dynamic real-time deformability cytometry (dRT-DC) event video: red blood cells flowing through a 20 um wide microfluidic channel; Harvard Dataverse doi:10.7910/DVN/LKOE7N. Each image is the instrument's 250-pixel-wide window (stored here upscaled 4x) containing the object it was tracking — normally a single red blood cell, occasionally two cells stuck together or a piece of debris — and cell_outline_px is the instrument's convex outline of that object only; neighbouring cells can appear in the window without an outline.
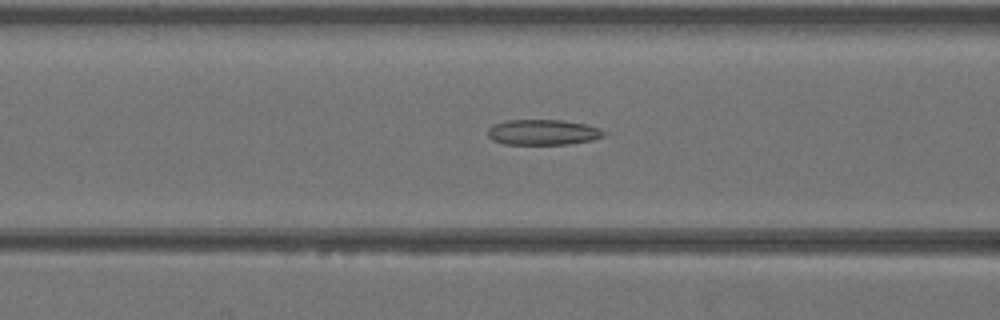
{"species": "Egyptian fruit bat (a non-hibernating species)", "species_latin": "Rousettus aegyptiacus", "temperature_condition": "warm", "stored_images_in_passage": 43, "camera_frame_rate_fps": 3000, "um_per_image_px": 0.085, "animal": {"sex": "female"}, "frame": {"image": 1, "passage_image": 18, "time_ms": 5.667, "image_size_px": [1000, 320], "cell_outline_px": [[608, 132], [604, 136], [592, 140], [568, 144], [504, 144], [492, 140], [488, 136], [488, 128], [492, 124], [504, 120], [560, 120], [588, 124], [600, 128]], "centroid_in_image_um": [46.16, 11.23], "position_along_channel_um": 120.4, "area_um2": 17.46}}
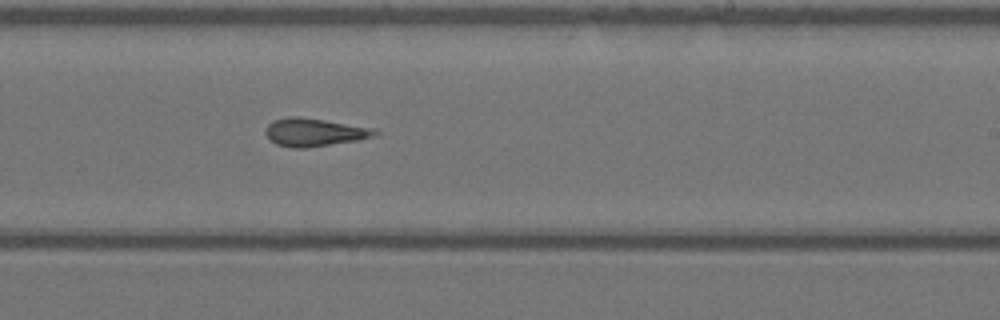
{"frame": {"image": 2, "passage_image": 27, "time_ms": 8.667, "image_size_px": [1000, 320], "cell_outline_px": [[380, 132], [372, 136], [356, 140], [304, 148], [292, 148], [276, 144], [264, 132], [268, 124], [272, 120], [288, 116], [296, 116], [324, 120], [376, 128]], "centroid_in_image_um": [26.69, 11.23], "position_along_channel_um": 262.3, "area_um2": 17.69}}
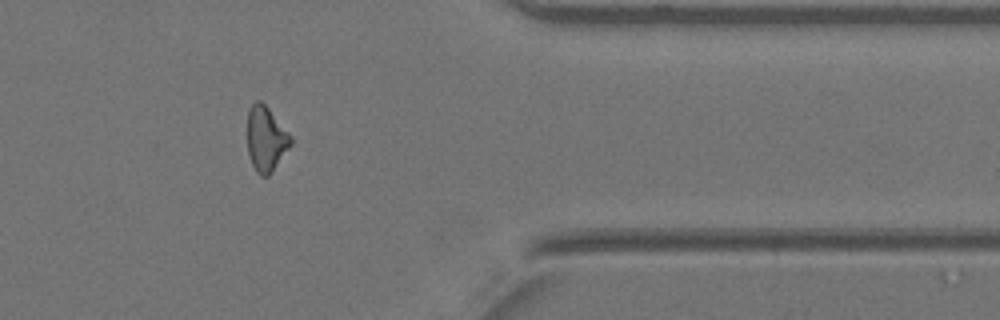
{"frame": {"image": 3, "passage_image": 36, "time_ms": 11.667, "image_size_px": [1000, 320], "cell_outline_px": [[292, 144], [268, 176], [260, 176], [256, 172], [252, 164], [248, 152], [248, 112], [252, 104], [256, 100], [260, 100], [268, 108], [292, 136]], "centroid_in_image_um": [22.61, 11.81], "position_along_channel_um": 388.8, "area_um2": 16.24}}